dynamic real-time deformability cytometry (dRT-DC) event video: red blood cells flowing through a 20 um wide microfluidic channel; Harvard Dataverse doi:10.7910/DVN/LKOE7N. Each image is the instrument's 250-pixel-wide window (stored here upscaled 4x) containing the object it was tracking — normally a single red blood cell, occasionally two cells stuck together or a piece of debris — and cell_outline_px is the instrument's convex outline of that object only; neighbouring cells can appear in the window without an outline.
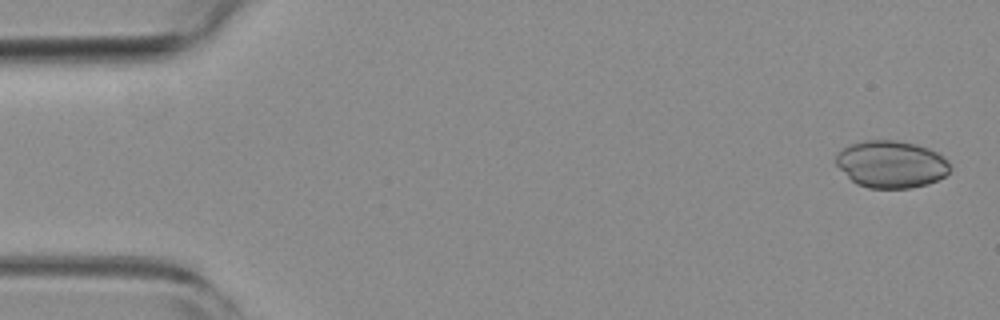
{"species": "common noctule bat (a hibernating species)", "species_latin": "Nyctalus noctula", "temperature_condition": "room temperature", "stored_images_in_passage": 54, "camera_frame_rate_fps": 3000, "um_per_image_px": 0.085, "animal": {"sex": "female", "body_mass_g": 19.3, "forearm_length_mm": 54.1}, "frame": {"image": 1, "passage_image": 2, "time_ms": 0.333, "image_size_px": [1000, 320], "cell_outline_px": [[952, 168], [944, 176], [928, 184], [912, 188], [868, 188], [856, 184], [836, 164], [836, 156], [848, 144], [864, 140], [896, 140], [916, 144], [928, 148], [936, 152], [948, 160]], "centroid_in_image_um": [75.77, 13.96], "position_along_channel_um": 9.2, "area_um2": 31.39}}
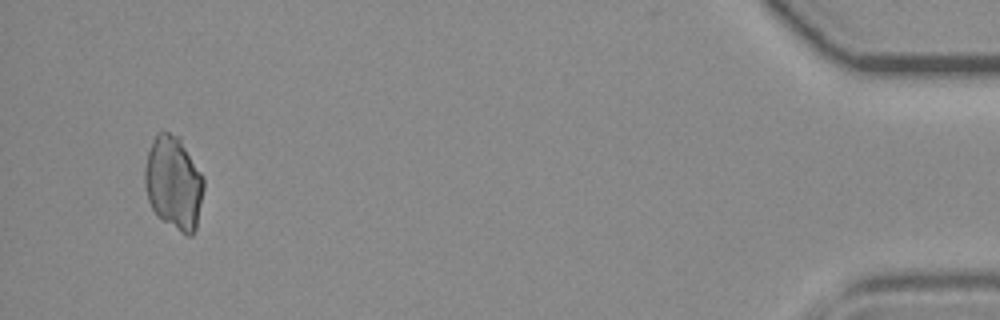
{"frame": {"image": 2, "passage_image": 52, "time_ms": 17.0, "image_size_px": [1000, 320], "cell_outline_px": [[204, 188], [196, 228], [192, 236], [188, 236], [180, 232], [156, 216], [148, 200], [144, 184], [144, 168], [148, 152], [152, 140], [156, 132], [168, 132], [180, 136], [204, 176]], "centroid_in_image_um": [14.76, 15.53], "position_along_channel_um": 420.4, "area_um2": 32.6}}